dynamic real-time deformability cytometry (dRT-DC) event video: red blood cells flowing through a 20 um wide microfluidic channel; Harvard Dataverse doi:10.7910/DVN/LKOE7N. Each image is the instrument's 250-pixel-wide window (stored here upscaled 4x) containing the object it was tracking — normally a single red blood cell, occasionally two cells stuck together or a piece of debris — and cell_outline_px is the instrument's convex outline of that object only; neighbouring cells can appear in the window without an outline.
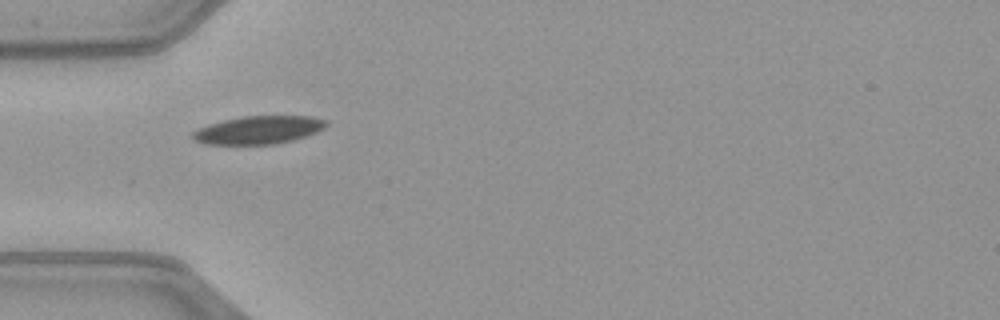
{"species": "common noctule bat (a hibernating species)", "species_latin": "Nyctalus noctula", "temperature_condition": "warm", "stored_images_in_passage": 15, "camera_frame_rate_fps": 3000, "um_per_image_px": 0.085, "animal": {"sex": "female", "body_mass_g": 21.9}, "frame": {"image": 1, "passage_image": 1, "time_ms": 0.0, "image_size_px": [1000, 320], "cell_outline_px": [[328, 124], [324, 128], [316, 132], [292, 140], [276, 144], [204, 144], [196, 140], [192, 136], [192, 132], [196, 128], [208, 124], [224, 120], [244, 116], [312, 116], [328, 120]], "centroid_in_image_um": [21.98, 11.04], "position_along_channel_um": 63.0, "area_um2": 21.79}}